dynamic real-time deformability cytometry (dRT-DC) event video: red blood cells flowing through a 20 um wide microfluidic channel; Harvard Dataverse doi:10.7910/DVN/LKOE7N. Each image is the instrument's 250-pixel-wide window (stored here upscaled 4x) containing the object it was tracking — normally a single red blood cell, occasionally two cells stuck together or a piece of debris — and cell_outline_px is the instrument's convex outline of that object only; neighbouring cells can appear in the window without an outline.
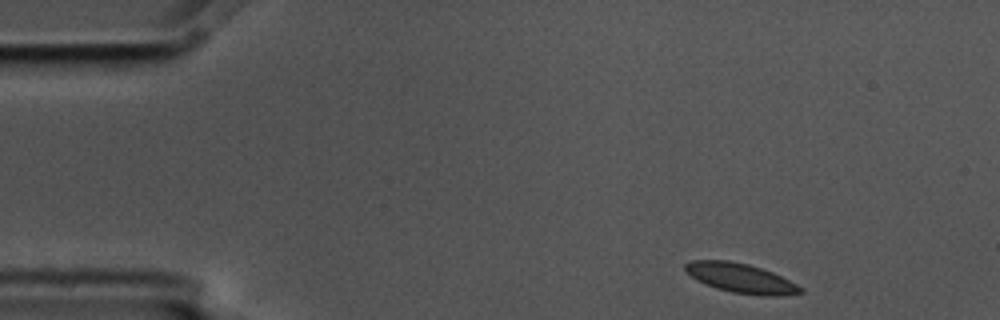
{"species": "common noctule bat (a hibernating species)", "species_latin": "Nyctalus noctula", "temperature_condition": "cold", "stored_images_in_passage": 3, "camera_frame_rate_fps": 3000, "um_per_image_px": 0.085, "animal": {"sex": "male", "body_mass_g": 17.5, "forearm_length_mm": 52.3}, "frame": {"image": 1, "passage_image": 1, "time_ms": 0.0, "image_size_px": [1000, 320], "cell_outline_px": [[804, 292], [780, 296], [760, 296], [732, 292], [716, 288], [696, 280], [684, 268], [684, 264], [692, 260], [728, 260], [748, 264], [772, 272], [804, 288]], "centroid_in_image_um": [62.97, 23.65], "position_along_channel_um": 22.0, "area_um2": 19.71}}
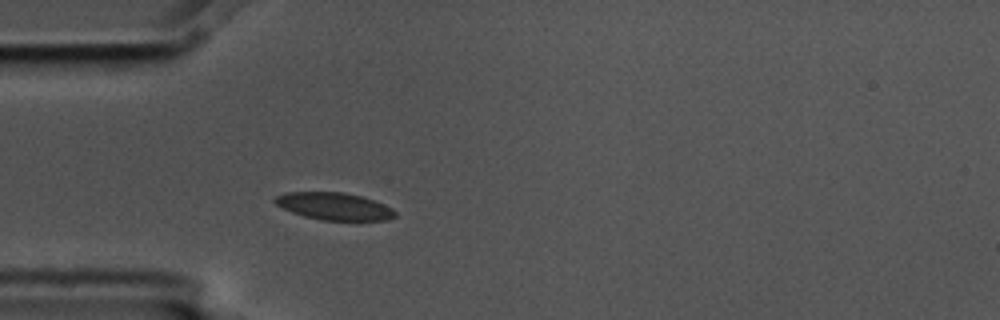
{"frame": {"image": 2, "passage_image": 3, "time_ms": 0.667, "image_size_px": [1000, 320], "cell_outline_px": [[396, 216], [384, 220], [320, 220], [304, 216], [292, 212], [276, 204], [272, 200], [276, 196], [284, 192], [344, 192], [360, 196], [384, 204], [392, 208], [396, 212]], "centroid_in_image_um": [28.38, 17.53], "position_along_channel_um": 56.6, "area_um2": 19.02}}